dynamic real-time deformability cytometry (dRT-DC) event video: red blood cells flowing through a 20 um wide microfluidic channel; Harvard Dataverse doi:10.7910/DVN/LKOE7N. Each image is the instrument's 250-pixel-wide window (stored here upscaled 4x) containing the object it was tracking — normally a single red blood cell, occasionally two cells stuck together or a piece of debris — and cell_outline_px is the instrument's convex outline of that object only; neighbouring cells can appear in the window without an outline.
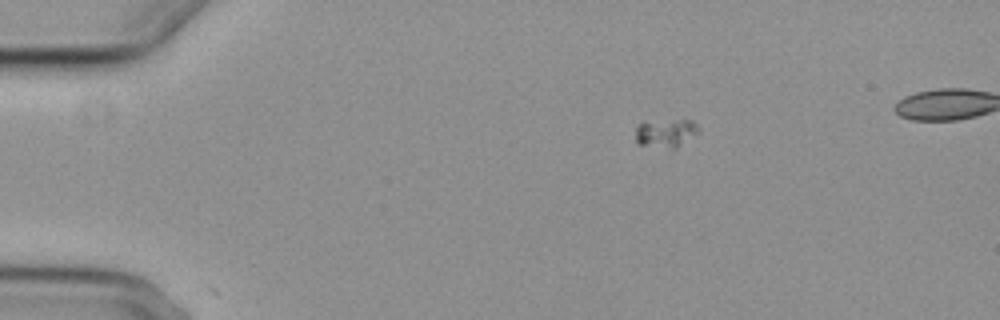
{"species": "common noctule bat (a hibernating species)", "species_latin": "Nyctalus noctula", "temperature_condition": "cold", "stored_images_in_passage": 7, "segment_of_instrument_passage": [1, 2], "camera_frame_rate_fps": 3000, "um_per_image_px": 0.085, "animal": {"sex": "female", "body_mass_g": 29.2, "forearm_length_mm": 56.3}, "frame": {"image": 1, "passage_image": 4, "time_ms": 3.667, "image_size_px": [1000, 320], "cell_outline_px": [[700, 132], [676, 148], [672, 148], [636, 144], [636, 128], [644, 120], [692, 120], [700, 128]], "centroid_in_image_um": [56.6, 11.28], "position_along_channel_um": 28.4, "area_um2": 10.58}}